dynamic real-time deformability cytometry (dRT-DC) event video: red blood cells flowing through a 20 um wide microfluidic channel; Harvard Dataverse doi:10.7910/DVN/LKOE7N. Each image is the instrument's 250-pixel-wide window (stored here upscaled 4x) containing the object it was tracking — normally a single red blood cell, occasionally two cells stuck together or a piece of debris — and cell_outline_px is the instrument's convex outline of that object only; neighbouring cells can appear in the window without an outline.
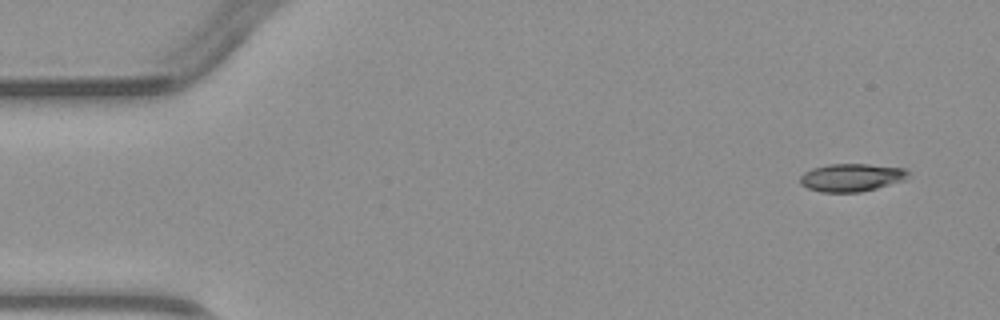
{"species": "common noctule bat (a hibernating species)", "species_latin": "Nyctalus noctula", "temperature_condition": "warm", "stored_images_in_passage": 4, "camera_frame_rate_fps": 3000, "um_per_image_px": 0.085, "animal": {"sex": "male", "body_mass_g": 23.1, "forearm_length_mm": 52.7}, "frame": {"image": 1, "passage_image": 1, "time_ms": 0.0, "image_size_px": [1000, 320], "cell_outline_px": [[908, 176], [904, 180], [876, 188], [860, 192], [820, 192], [808, 188], [800, 184], [800, 176], [804, 172], [812, 168], [828, 164], [868, 164], [904, 168], [908, 172]], "centroid_in_image_um": [72.34, 15.08], "position_along_channel_um": 12.7, "area_um2": 17.51}}
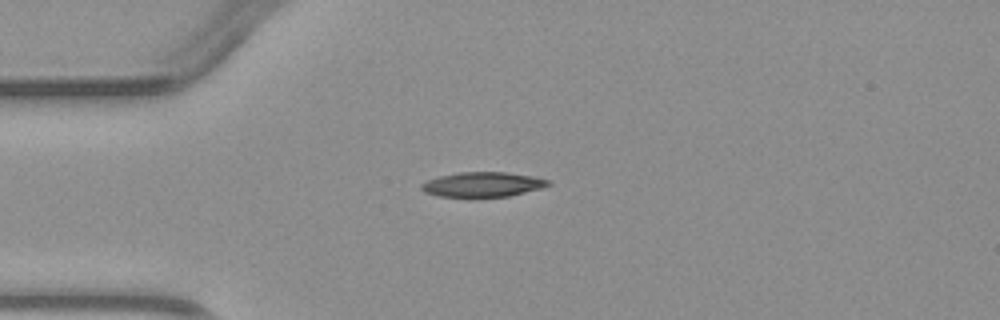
{"frame": {"image": 2, "passage_image": 3, "time_ms": 3.0, "image_size_px": [1000, 320], "cell_outline_px": [[552, 184], [540, 188], [508, 196], [476, 200], [472, 200], [440, 196], [424, 192], [420, 188], [420, 184], [428, 180], [440, 176], [460, 172], [504, 172], [532, 176], [548, 180]], "centroid_in_image_um": [40.96, 15.73], "position_along_channel_um": 44.0, "area_um2": 18.96}}